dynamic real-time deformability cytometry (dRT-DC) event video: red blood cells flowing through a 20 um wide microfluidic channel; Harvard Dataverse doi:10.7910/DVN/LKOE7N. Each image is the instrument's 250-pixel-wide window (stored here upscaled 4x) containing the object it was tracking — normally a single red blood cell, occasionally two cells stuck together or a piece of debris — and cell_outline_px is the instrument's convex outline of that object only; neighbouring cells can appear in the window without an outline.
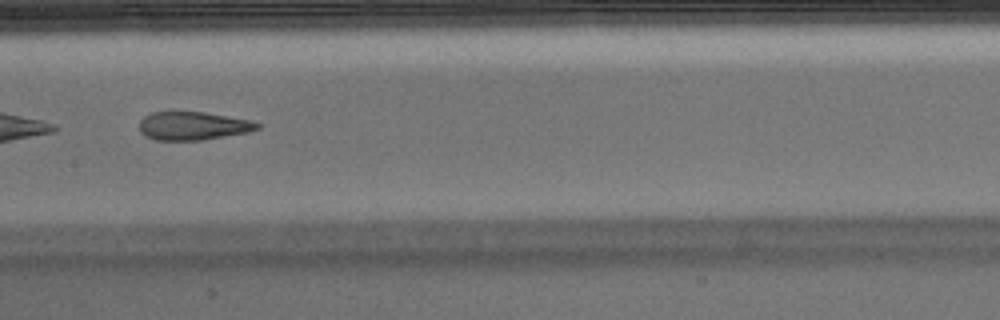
{"species": "Egyptian fruit bat (a non-hibernating species)", "species_latin": "Rousettus aegyptiacus", "temperature_condition": "warm", "stored_images_in_passage": 35, "camera_frame_rate_fps": 3000, "um_per_image_px": 0.085, "animal": {"sex": "male"}, "frame": {"image": 1, "passage_image": 11, "time_ms": 3.333, "image_size_px": [1000, 320], "cell_outline_px": [[260, 128], [248, 132], [200, 140], [156, 140], [144, 136], [140, 132], [140, 120], [144, 116], [152, 112], [204, 112], [248, 120], [260, 124]], "centroid_in_image_um": [16.36, 10.7], "position_along_channel_um": 191.0, "area_um2": 19.25}, "authors_computed_cell_mechanics": {"area_um2": 20.9814, "velocity_mm_per_s": 3.9452, "shape_relaxation_time_tau1_ms": null, "shape_relaxation_time_tau2_ms": 1.4423, "deformation_change_tau1": null, "deformation_change_tau2": 0.1094}}